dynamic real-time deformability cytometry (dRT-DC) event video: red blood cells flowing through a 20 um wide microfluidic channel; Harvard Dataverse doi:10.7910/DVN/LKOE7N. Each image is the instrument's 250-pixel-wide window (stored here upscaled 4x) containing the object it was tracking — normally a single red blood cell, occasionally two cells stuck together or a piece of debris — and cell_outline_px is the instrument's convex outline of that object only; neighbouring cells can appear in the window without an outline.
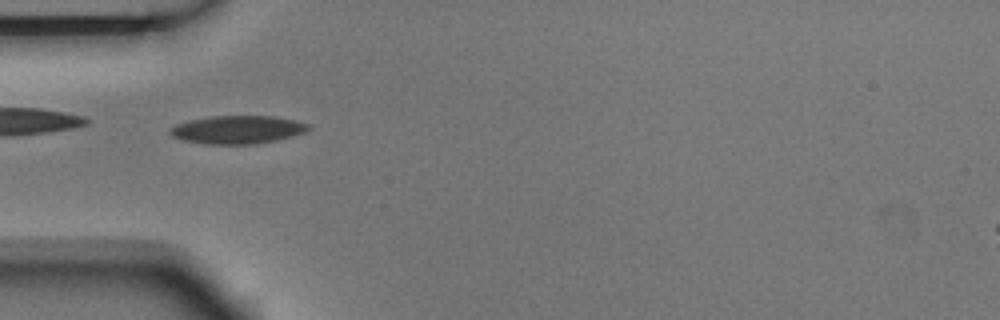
{"species": "Egyptian fruit bat (a non-hibernating species)", "species_latin": "Rousettus aegyptiacus", "temperature_condition": "room temperature", "stored_images_in_passage": 6, "camera_frame_rate_fps": 3000, "um_per_image_px": 0.085, "animal": {"sex": "male"}, "frame": {"image": 1, "passage_image": 2, "time_ms": 0.333, "image_size_px": [1000, 320], "cell_outline_px": [[312, 128], [304, 132], [292, 136], [276, 140], [256, 144], [204, 144], [184, 140], [172, 136], [168, 132], [168, 128], [176, 124], [188, 120], [212, 116], [272, 116], [296, 120], [308, 124]], "centroid_in_image_um": [20.17, 11.02], "position_along_channel_um": 64.8, "area_um2": 22.77}}
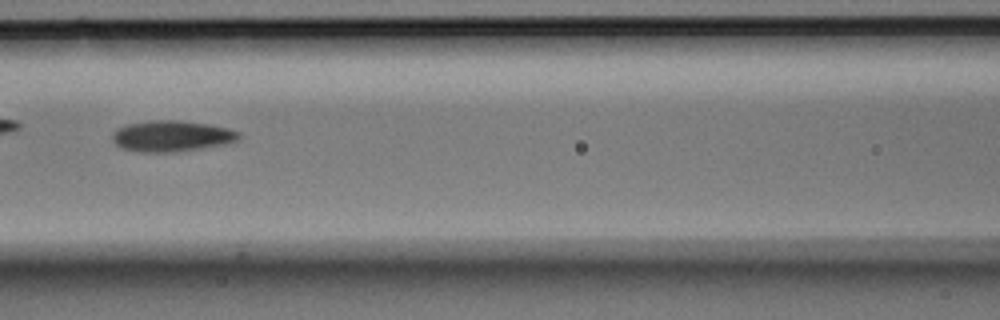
{"frame": {"image": 2, "passage_image": 4, "time_ms": 1.0, "image_size_px": [1000, 320], "cell_outline_px": [[244, 136], [240, 140], [232, 144], [176, 152], [136, 152], [120, 148], [112, 140], [112, 132], [128, 124], [152, 120], [180, 120], [208, 124], [228, 128], [240, 132]], "centroid_in_image_um": [14.68, 11.58], "position_along_channel_um": 151.9, "area_um2": 23.41}}
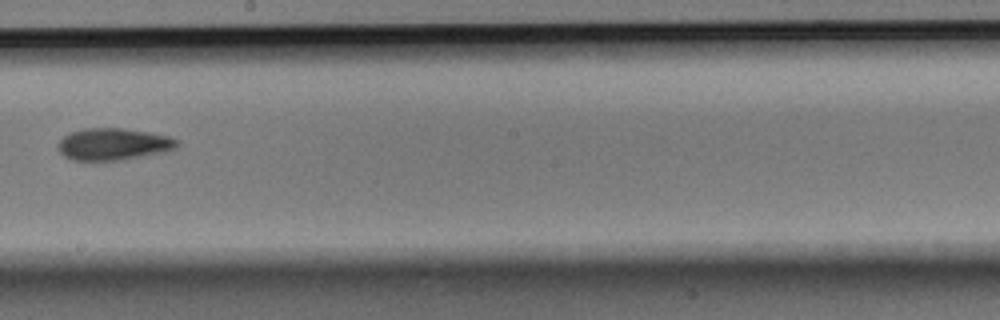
{"frame": {"image": 3, "passage_image": 6, "time_ms": 1.667, "image_size_px": [1000, 320], "cell_outline_px": [[180, 144], [176, 148], [168, 152], [120, 160], [72, 160], [64, 156], [60, 152], [60, 140], [64, 136], [72, 132], [84, 128], [124, 128], [148, 132], [168, 136], [180, 140]], "centroid_in_image_um": [9.71, 12.25], "position_along_channel_um": 238.5, "area_um2": 22.2}}